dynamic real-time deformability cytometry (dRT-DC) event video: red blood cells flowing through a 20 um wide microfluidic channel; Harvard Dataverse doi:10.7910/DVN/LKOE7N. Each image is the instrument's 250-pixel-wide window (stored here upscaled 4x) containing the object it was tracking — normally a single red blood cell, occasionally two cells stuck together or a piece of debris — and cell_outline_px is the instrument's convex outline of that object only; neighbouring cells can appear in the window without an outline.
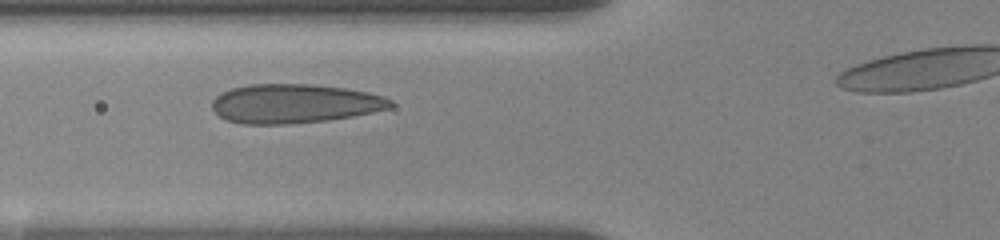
{"species": "human", "species_latin": "Homo sapiens", "temperature_condition": "room temperature", "stored_images_in_passage": 5, "camera_frame_rate_fps": 3000, "um_per_image_px": 0.085, "donor": {"sex": "female"}, "frame": {"image": 1, "passage_image": 4, "time_ms": 3.0, "image_size_px": [1000, 240], "cell_outline_px": [[396, 104], [392, 108], [352, 116], [328, 120], [288, 124], [244, 124], [228, 120], [220, 116], [212, 108], [212, 100], [220, 92], [232, 88], [248, 84], [312, 84], [344, 88], [368, 92], [384, 96], [392, 100]], "centroid_in_image_um": [25.05, 8.8], "position_along_channel_um": 100.8, "area_um2": 40.86}}